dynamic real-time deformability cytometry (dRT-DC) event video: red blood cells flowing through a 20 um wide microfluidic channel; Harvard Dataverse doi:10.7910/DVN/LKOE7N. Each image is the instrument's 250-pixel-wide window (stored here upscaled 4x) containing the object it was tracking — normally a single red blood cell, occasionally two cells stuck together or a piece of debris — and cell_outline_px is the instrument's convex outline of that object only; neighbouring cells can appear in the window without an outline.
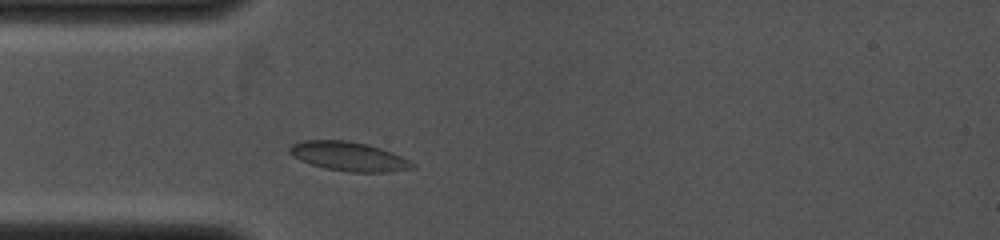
{"species": "common noctule bat (a hibernating species)", "species_latin": "Nyctalus noctula", "temperature_condition": "cold", "stored_images_in_passage": 35, "camera_frame_rate_fps": 4000, "um_per_image_px": 0.085, "animal": {"sex": "female", "body_mass_g": 19.0, "forearm_length_mm": 53.3}, "frame": {"image": 1, "passage_image": 1, "time_ms": 0.0, "image_size_px": [1000, 240], "cell_outline_px": [[416, 168], [388, 172], [348, 172], [328, 168], [312, 164], [300, 160], [292, 156], [288, 152], [288, 148], [292, 144], [304, 140], [344, 140], [368, 144], [392, 152], [416, 164]], "centroid_in_image_um": [29.65, 13.29], "position_along_channel_um": 55.4, "area_um2": 20.81}}
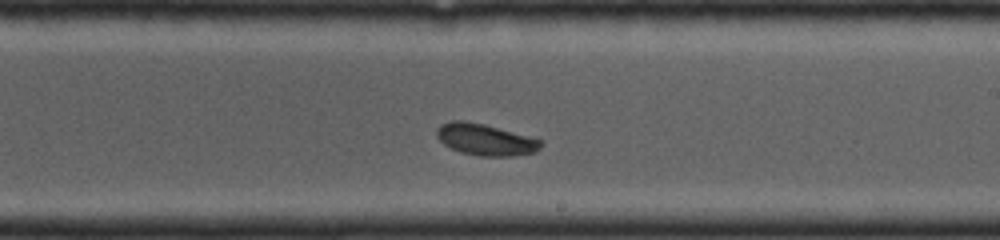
{"frame": {"image": 2, "passage_image": 18, "time_ms": 4.25, "image_size_px": [1000, 240], "cell_outline_px": [[544, 144], [536, 152], [512, 156], [480, 156], [460, 152], [444, 144], [436, 136], [436, 128], [440, 124], [452, 120], [464, 120], [484, 124], [544, 140]], "centroid_in_image_um": [41.27, 11.86], "position_along_channel_um": 247.7, "area_um2": 19.31}}
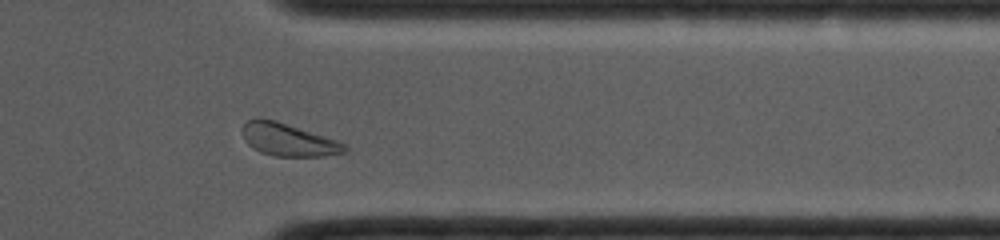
{"frame": {"image": 3, "passage_image": 30, "time_ms": 7.25, "image_size_px": [1000, 240], "cell_outline_px": [[348, 152], [324, 156], [272, 156], [260, 152], [252, 148], [244, 140], [244, 124], [248, 120], [256, 116], [260, 116], [276, 120], [340, 140], [348, 144]], "centroid_in_image_um": [24.56, 11.86], "position_along_channel_um": 386.8, "area_um2": 20.0}}